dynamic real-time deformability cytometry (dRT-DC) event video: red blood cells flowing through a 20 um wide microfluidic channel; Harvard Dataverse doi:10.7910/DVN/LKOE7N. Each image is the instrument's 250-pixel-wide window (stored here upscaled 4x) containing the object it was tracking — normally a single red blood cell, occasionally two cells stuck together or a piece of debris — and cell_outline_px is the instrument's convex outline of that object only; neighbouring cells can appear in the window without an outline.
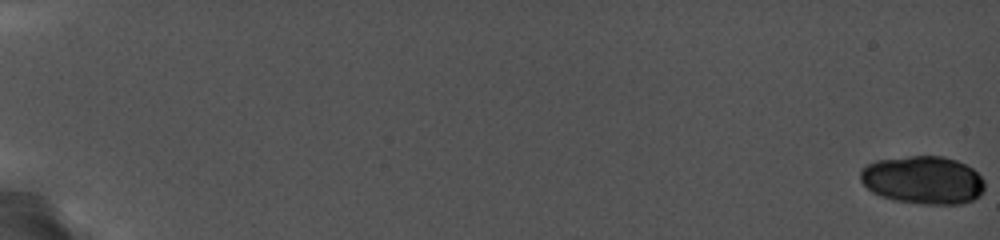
{"species": "common noctule bat (a hibernating species)", "species_latin": "Nyctalus noctula", "temperature_condition": "cold", "stored_images_in_passage": 31, "camera_frame_rate_fps": 5000, "um_per_image_px": 0.085, "animal": {"sex": "female", "body_mass_g": 19.0, "forearm_length_mm": 56.7}, "frame": {"image": 1, "passage_image": 1, "time_ms": 0.0, "image_size_px": [1000, 240], "cell_outline_px": [[984, 192], [980, 196], [972, 200], [960, 204], [920, 204], [896, 200], [880, 196], [872, 192], [860, 180], [860, 172], [868, 164], [876, 160], [908, 156], [944, 156], [956, 160], [972, 168], [984, 180]], "centroid_in_image_um": [78.47, 15.31], "position_along_channel_um": 6.5, "area_um2": 34.85}}